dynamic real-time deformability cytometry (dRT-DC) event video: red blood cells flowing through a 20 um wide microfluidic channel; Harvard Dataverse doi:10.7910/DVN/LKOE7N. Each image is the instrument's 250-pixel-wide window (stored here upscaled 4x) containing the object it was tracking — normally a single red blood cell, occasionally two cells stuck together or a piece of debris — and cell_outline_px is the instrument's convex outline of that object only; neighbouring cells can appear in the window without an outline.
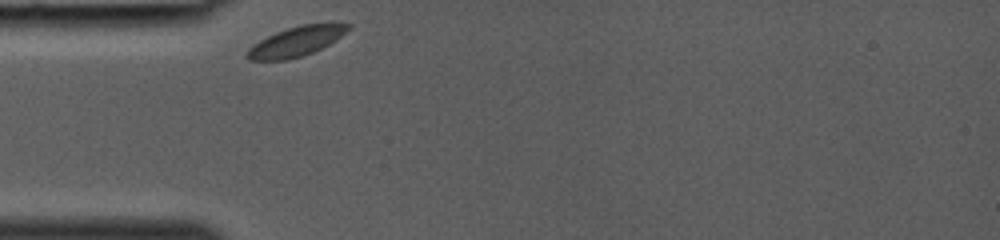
{"species": "common noctule bat (a hibernating species)", "species_latin": "Nyctalus noctula", "temperature_condition": "room temperature", "stored_images_in_passage": 23, "camera_frame_rate_fps": 3000, "um_per_image_px": 0.085, "animal": {"sex": "female", "body_mass_g": 19.0, "forearm_length_mm": 53.3}, "frame": {"image": 1, "passage_image": 1, "time_ms": 0.0, "image_size_px": [1000, 240], "cell_outline_px": [[352, 28], [336, 40], [312, 52], [288, 60], [248, 60], [244, 56], [248, 48], [252, 44], [276, 32], [300, 24], [352, 24]], "centroid_in_image_um": [25.14, 3.53], "position_along_channel_um": 59.9, "area_um2": 17.34}}
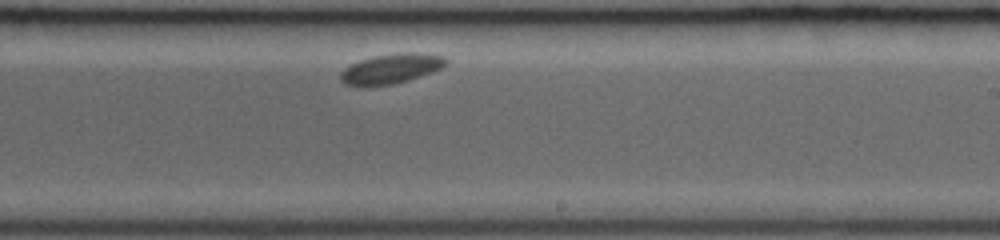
{"frame": {"image": 2, "passage_image": 14, "time_ms": 4.333, "image_size_px": [1000, 240], "cell_outline_px": [[448, 64], [440, 68], [408, 80], [392, 84], [348, 84], [340, 80], [340, 72], [344, 68], [360, 60], [372, 56], [404, 52], [420, 52], [444, 56], [448, 60]], "centroid_in_image_um": [33.29, 5.79], "position_along_channel_um": 255.7, "area_um2": 17.86}}
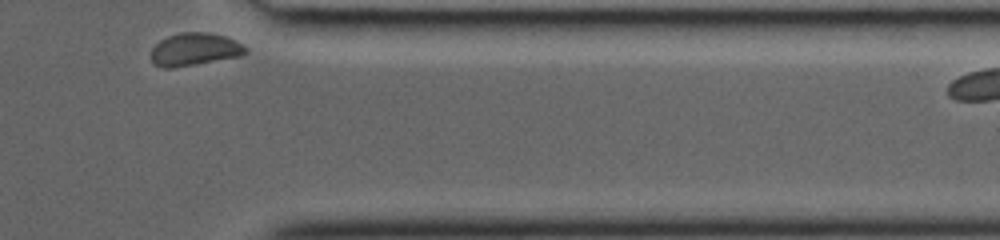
{"frame": {"image": 3, "passage_image": 23, "time_ms": 7.333, "image_size_px": [1000, 240], "cell_outline_px": [[248, 52], [244, 56], [172, 68], [164, 68], [152, 64], [152, 48], [160, 40], [168, 36], [180, 32], [208, 32], [224, 36], [236, 40], [248, 48]], "centroid_in_image_um": [16.58, 4.2], "position_along_channel_um": 394.8, "area_um2": 18.26}}